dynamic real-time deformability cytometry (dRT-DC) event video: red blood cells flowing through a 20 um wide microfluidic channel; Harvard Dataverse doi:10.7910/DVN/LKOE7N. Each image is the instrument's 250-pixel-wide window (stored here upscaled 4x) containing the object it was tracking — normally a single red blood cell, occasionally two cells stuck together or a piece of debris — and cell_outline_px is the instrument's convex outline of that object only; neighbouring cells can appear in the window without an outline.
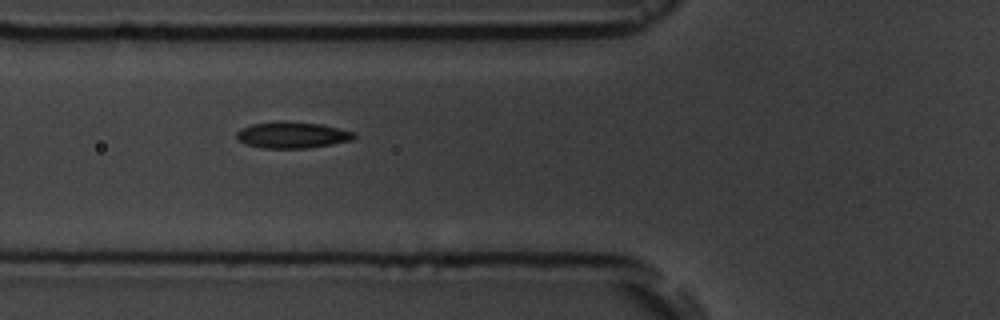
{"species": "common noctule bat (a hibernating species)", "species_latin": "Nyctalus noctula", "temperature_condition": "room temperature", "stored_images_in_passage": 7, "camera_frame_rate_fps": 3000, "um_per_image_px": 0.085, "animal": {"sex": "male", "body_mass_g": 19.5, "forearm_length_mm": 54.6}, "frame": {"image": 1, "passage_image": 6, "time_ms": 6.667, "image_size_px": [1000, 320], "cell_outline_px": [[356, 136], [352, 140], [332, 144], [308, 148], [260, 148], [236, 140], [236, 132], [240, 128], [252, 124], [280, 120], [284, 120], [320, 124], [356, 132]], "centroid_in_image_um": [24.82, 11.46], "position_along_channel_um": 101.0, "area_um2": 18.26}}
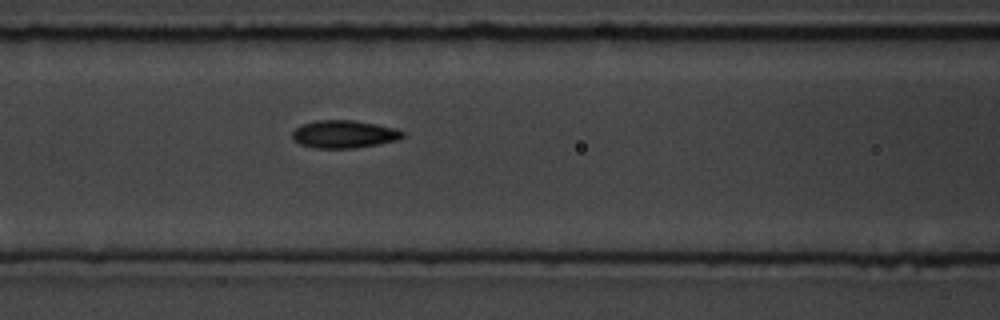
{"frame": {"image": 2, "passage_image": 7, "time_ms": 7.667, "image_size_px": [1000, 320], "cell_outline_px": [[404, 136], [396, 140], [380, 144], [356, 148], [312, 148], [300, 144], [292, 140], [292, 132], [296, 128], [304, 124], [316, 120], [352, 120], [376, 124], [396, 128], [404, 132]], "centroid_in_image_um": [29.23, 11.41], "position_along_channel_um": 137.4, "area_um2": 17.92}}